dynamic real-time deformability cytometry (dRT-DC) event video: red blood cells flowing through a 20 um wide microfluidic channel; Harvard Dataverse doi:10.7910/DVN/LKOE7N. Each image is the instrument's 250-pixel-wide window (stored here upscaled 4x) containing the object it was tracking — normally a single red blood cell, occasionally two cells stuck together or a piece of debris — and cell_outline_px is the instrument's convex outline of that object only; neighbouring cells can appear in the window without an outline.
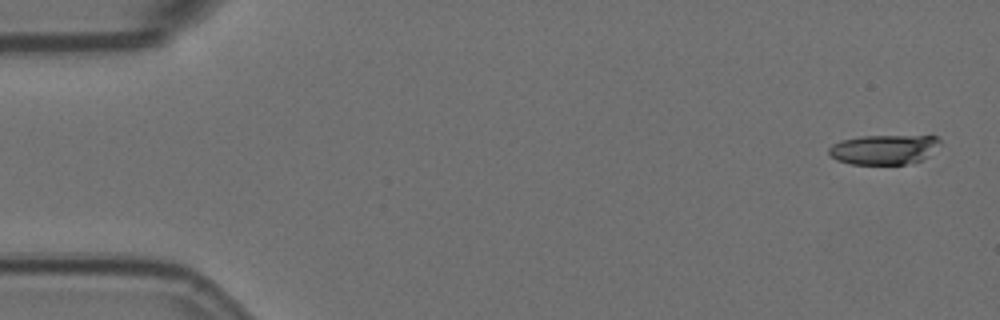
{"species": "Egyptian fruit bat (a non-hibernating species)", "species_latin": "Rousettus aegyptiacus", "temperature_condition": "room temperature", "stored_images_in_passage": 9, "camera_frame_rate_fps": 3000, "um_per_image_px": 0.085, "animal": {"sex": "female"}, "frame": {"image": 1, "passage_image": 1, "time_ms": 0.0, "image_size_px": [1000, 320], "cell_outline_px": [[940, 144], [920, 160], [904, 164], [852, 164], [836, 160], [828, 152], [828, 148], [832, 144], [840, 140], [860, 136], [936, 136], [940, 140]], "centroid_in_image_um": [75.07, 12.7], "position_along_channel_um": 9.9, "area_um2": 19.02}}
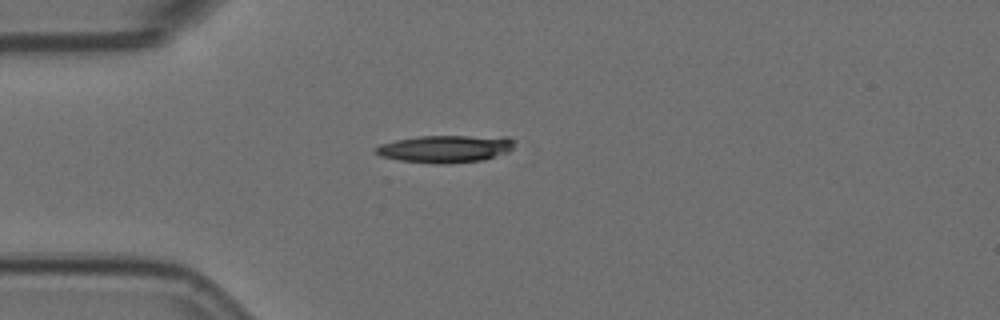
{"frame": {"image": 2, "passage_image": 5, "time_ms": 1.333, "image_size_px": [1000, 320], "cell_outline_px": [[516, 140], [512, 148], [508, 152], [480, 160], [444, 164], [400, 160], [380, 156], [376, 152], [376, 148], [380, 144], [396, 140], [420, 136], [508, 136]], "centroid_in_image_um": [37.9, 12.63], "position_along_channel_um": 47.1, "area_um2": 21.96}}